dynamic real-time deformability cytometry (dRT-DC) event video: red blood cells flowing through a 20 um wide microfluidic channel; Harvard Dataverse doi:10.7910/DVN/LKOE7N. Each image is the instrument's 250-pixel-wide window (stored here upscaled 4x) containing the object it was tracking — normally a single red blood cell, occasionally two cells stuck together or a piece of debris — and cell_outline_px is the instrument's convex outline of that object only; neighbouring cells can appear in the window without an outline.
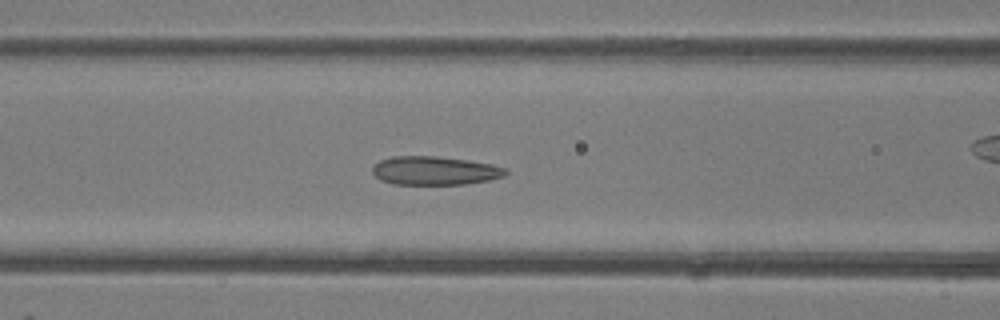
{"species": "common noctule bat (a hibernating species)", "species_latin": "Nyctalus noctula", "temperature_condition": "room temperature", "stored_images_in_passage": 36, "camera_frame_rate_fps": 3000, "um_per_image_px": 0.085, "animal": {"sex": "female"}, "frame": {"image": 1, "passage_image": 8, "time_ms": 2.333, "image_size_px": [1000, 320], "cell_outline_px": [[508, 172], [504, 176], [488, 180], [464, 184], [392, 184], [380, 180], [372, 172], [372, 168], [380, 160], [392, 156], [436, 156], [468, 160], [492, 164], [508, 168]], "centroid_in_image_um": [36.96, 14.5], "position_along_channel_um": 129.6, "area_um2": 22.25}}
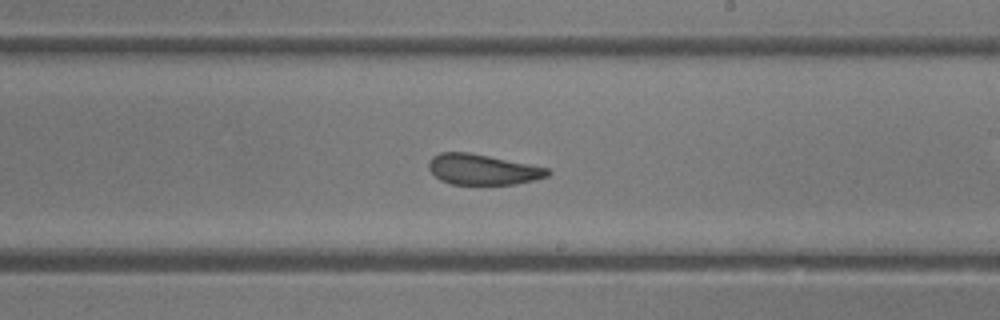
{"frame": {"image": 2, "passage_image": 16, "time_ms": 5.0, "image_size_px": [1000, 320], "cell_outline_px": [[552, 172], [548, 176], [516, 184], [452, 184], [440, 180], [428, 168], [428, 164], [432, 156], [440, 152], [468, 152], [548, 168]], "centroid_in_image_um": [41.0, 14.4], "position_along_channel_um": 248.0, "area_um2": 20.92}}
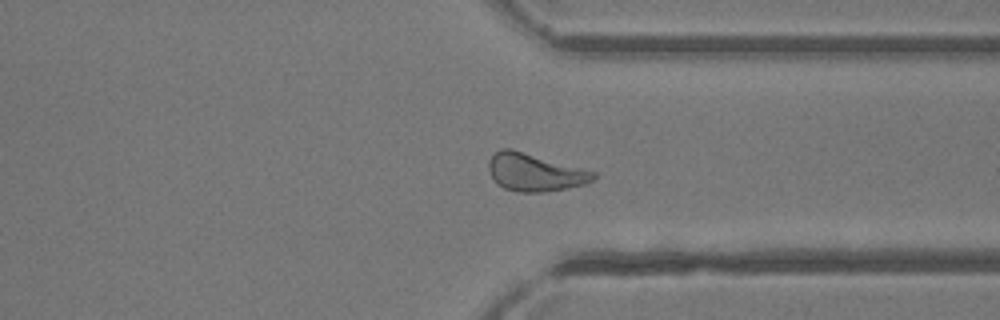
{"frame": {"image": 3, "passage_image": 24, "time_ms": 7.667, "image_size_px": [1000, 320], "cell_outline_px": [[596, 176], [592, 180], [584, 184], [544, 192], [520, 192], [504, 188], [496, 184], [488, 168], [488, 160], [500, 148], [512, 148], [596, 172]], "centroid_in_image_um": [45.42, 14.63], "position_along_channel_um": 366.0, "area_um2": 22.89}, "authors_computed_cell_mechanics": {"area_um2": 22.7443, "velocity_mm_per_s": 4.4503, "shape_relaxation_time_tau1_ms": null, "shape_relaxation_time_tau2_ms": 1.5336, "deformation_change_tau1": null, "deformation_change_tau2": 0.0845}}